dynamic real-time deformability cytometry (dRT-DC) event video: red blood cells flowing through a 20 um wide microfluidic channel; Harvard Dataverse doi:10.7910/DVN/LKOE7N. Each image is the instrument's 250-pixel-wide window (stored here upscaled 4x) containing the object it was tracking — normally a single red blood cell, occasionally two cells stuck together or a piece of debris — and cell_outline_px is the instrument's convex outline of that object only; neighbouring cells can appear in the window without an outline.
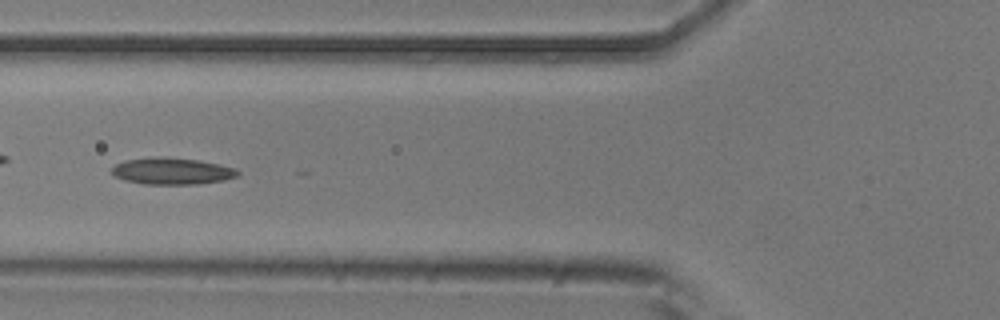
{"species": "common noctule bat (a hibernating species)", "species_latin": "Nyctalus noctula", "temperature_condition": "room temperature", "stored_images_in_passage": 12, "camera_frame_rate_fps": 3000, "um_per_image_px": 0.085, "animal": {"sex": "male", "body_mass_g": 20.5, "forearm_length_mm": 52.5}, "frame": {"image": 1, "passage_image": 6, "time_ms": 1.667, "image_size_px": [1000, 320], "cell_outline_px": [[240, 172], [236, 176], [224, 180], [196, 184], [144, 184], [124, 180], [116, 176], [112, 172], [112, 168], [116, 164], [124, 160], [160, 156], [200, 160], [236, 168]], "centroid_in_image_um": [14.62, 14.54], "position_along_channel_um": 111.2, "area_um2": 19.54}}
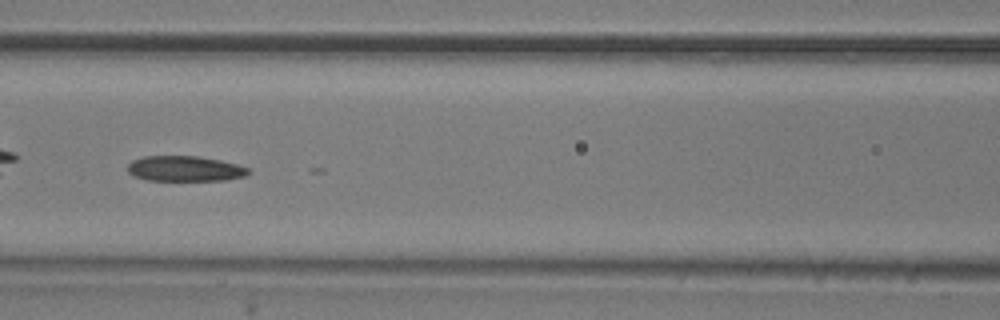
{"frame": {"image": 2, "passage_image": 9, "time_ms": 2.667, "image_size_px": [1000, 320], "cell_outline_px": [[252, 172], [248, 176], [224, 180], [144, 180], [132, 176], [128, 172], [128, 164], [132, 160], [144, 156], [196, 156], [220, 160], [236, 164], [248, 168]], "centroid_in_image_um": [15.71, 14.34], "position_along_channel_um": 150.9, "area_um2": 17.98}}